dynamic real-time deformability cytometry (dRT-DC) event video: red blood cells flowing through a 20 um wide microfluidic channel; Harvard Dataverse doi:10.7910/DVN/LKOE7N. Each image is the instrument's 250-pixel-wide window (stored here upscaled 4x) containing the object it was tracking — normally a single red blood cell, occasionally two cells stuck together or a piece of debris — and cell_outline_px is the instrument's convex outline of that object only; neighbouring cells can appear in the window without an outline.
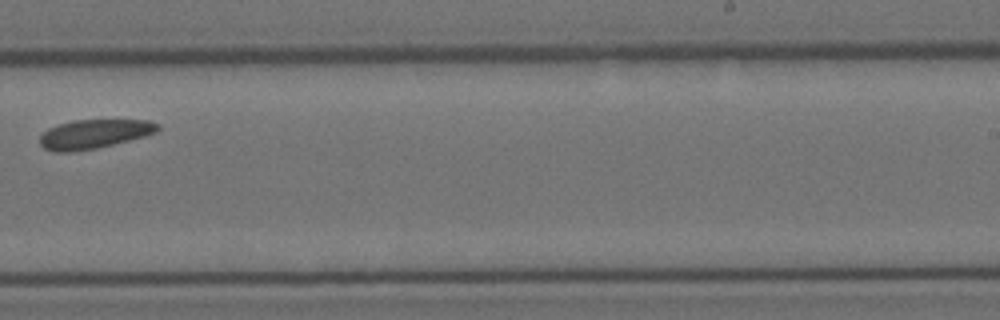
{"species": "Egyptian fruit bat (a non-hibernating species)", "species_latin": "Rousettus aegyptiacus", "temperature_condition": "room temperature", "stored_images_in_passage": 17, "camera_frame_rate_fps": 3000, "um_per_image_px": 0.085, "animal": {"sex": "female"}, "frame": {"image": 1, "passage_image": 10, "time_ms": 3.0, "image_size_px": [1000, 320], "cell_outline_px": [[160, 128], [156, 132], [144, 136], [96, 148], [68, 152], [56, 152], [44, 148], [40, 144], [40, 136], [48, 128], [56, 124], [72, 120], [148, 120], [160, 124]], "centroid_in_image_um": [7.98, 11.37], "position_along_channel_um": 281.0, "area_um2": 19.88}}
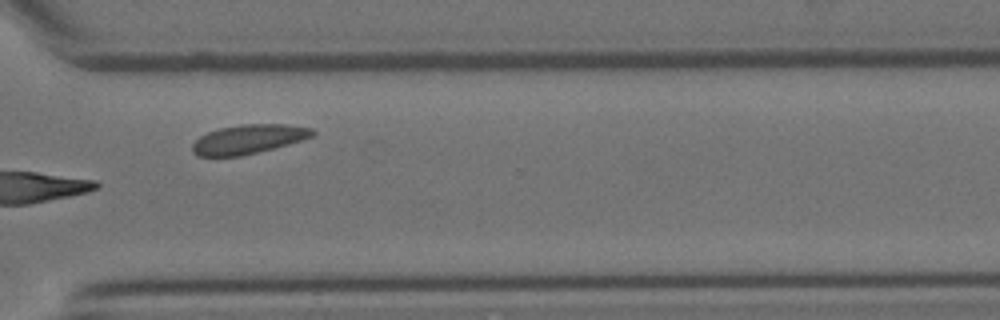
{"frame": {"image": 2, "passage_image": 12, "time_ms": 3.667, "image_size_px": [1000, 320], "cell_outline_px": [[316, 132], [312, 136], [288, 144], [240, 156], [196, 156], [192, 152], [192, 144], [200, 136], [208, 132], [220, 128], [240, 124], [284, 124], [312, 128]], "centroid_in_image_um": [21.08, 11.82], "position_along_channel_um": 349.5, "area_um2": 20.23}}